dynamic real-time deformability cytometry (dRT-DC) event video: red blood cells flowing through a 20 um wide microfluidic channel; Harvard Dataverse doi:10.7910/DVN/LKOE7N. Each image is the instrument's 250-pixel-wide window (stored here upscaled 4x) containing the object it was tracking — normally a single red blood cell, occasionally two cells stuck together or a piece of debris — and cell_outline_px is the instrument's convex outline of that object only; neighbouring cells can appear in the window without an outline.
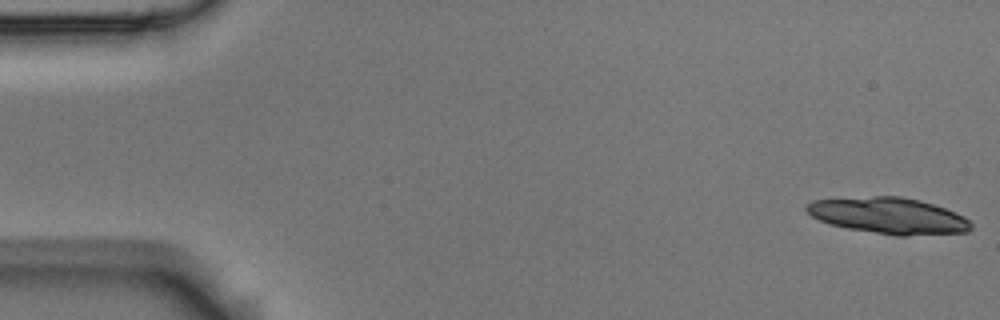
{"species": "Egyptian fruit bat (a non-hibernating species)", "species_latin": "Rousettus aegyptiacus", "temperature_condition": "room temperature", "stored_images_in_passage": 6, "camera_frame_rate_fps": 3000, "um_per_image_px": 0.085, "animal": {"sex": "male"}, "frame": {"image": 1, "passage_image": 1, "time_ms": 0.0, "image_size_px": [1000, 320], "cell_outline_px": [[972, 228], [968, 232], [904, 236], [896, 236], [848, 228], [832, 224], [820, 220], [812, 216], [804, 208], [812, 200], [872, 196], [900, 196], [920, 200], [956, 212], [964, 216], [972, 224]], "centroid_in_image_um": [75.57, 18.33], "position_along_channel_um": 9.4, "area_um2": 34.62}}
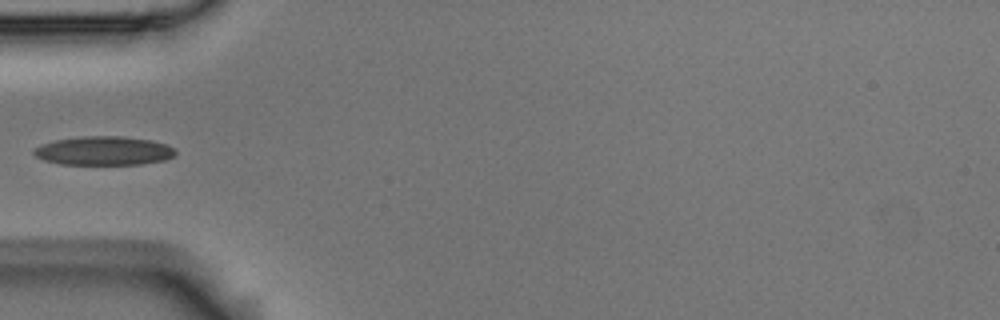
{"frame": {"image": 2, "passage_image": 5, "time_ms": 1.333, "image_size_px": [1000, 320], "cell_outline_px": [[176, 152], [172, 156], [164, 160], [140, 164], [60, 164], [44, 160], [36, 156], [32, 152], [36, 148], [44, 144], [56, 140], [80, 136], [120, 136], [152, 140], [168, 144]], "centroid_in_image_um": [8.83, 12.81], "position_along_channel_um": 76.2, "area_um2": 23.58}}
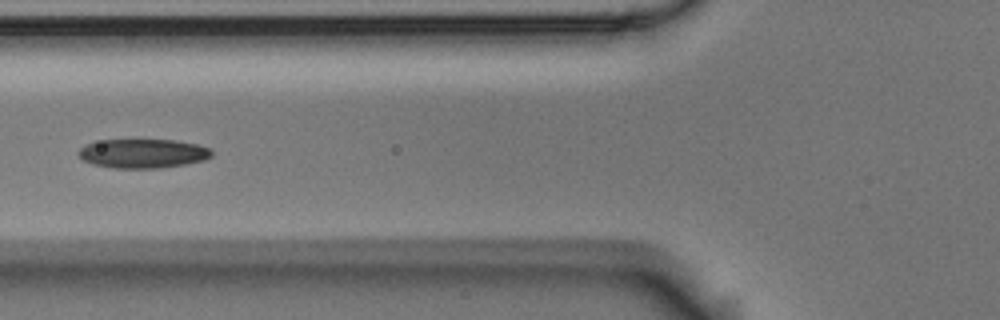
{"frame": {"image": 3, "passage_image": 6, "time_ms": 1.667, "image_size_px": [1000, 320], "cell_outline_px": [[212, 156], [204, 160], [184, 164], [160, 168], [112, 168], [92, 164], [84, 160], [76, 152], [80, 148], [88, 144], [104, 140], [176, 140], [196, 144], [212, 148]], "centroid_in_image_um": [12.17, 13.05], "position_along_channel_um": 113.6, "area_um2": 22.54}}